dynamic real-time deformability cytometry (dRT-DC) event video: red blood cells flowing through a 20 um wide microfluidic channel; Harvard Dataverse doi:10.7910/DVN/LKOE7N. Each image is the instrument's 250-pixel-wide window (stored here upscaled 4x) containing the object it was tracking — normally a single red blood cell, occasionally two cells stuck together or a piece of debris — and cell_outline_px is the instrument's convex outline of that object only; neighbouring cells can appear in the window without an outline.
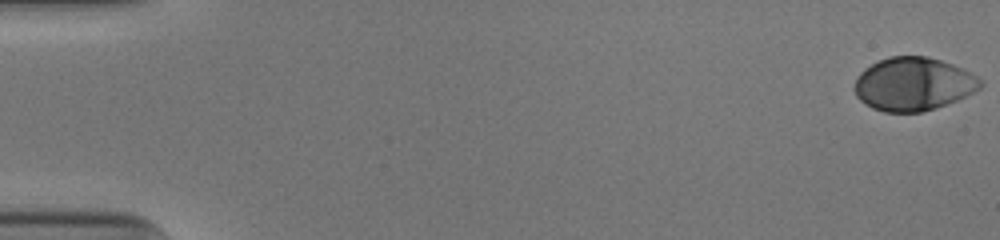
{"species": "human", "species_latin": "Homo sapiens", "temperature_condition": "cold", "stored_images_in_passage": 54, "segment_of_instrument_passage": [1, 2], "camera_frame_rate_fps": 3000, "um_per_image_px": 0.085, "donor": {"sex": "male"}, "frame": {"image": 1, "passage_image": 1, "time_ms": 0.0, "image_size_px": [1000, 240], "cell_outline_px": [[984, 84], [980, 88], [956, 100], [936, 108], [920, 112], [884, 112], [872, 108], [864, 104], [856, 96], [856, 80], [860, 72], [864, 68], [880, 60], [892, 56], [924, 56], [940, 60], [952, 64], [984, 80]], "centroid_in_image_um": [77.63, 7.15], "position_along_channel_um": 7.4, "area_um2": 38.78}}
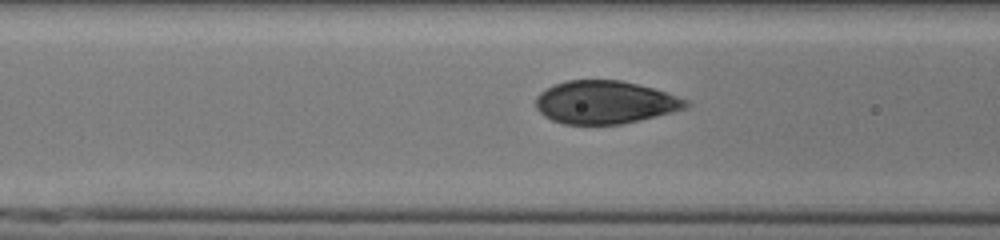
{"frame": {"image": 2, "passage_image": 22, "time_ms": 7.0, "image_size_px": [1000, 240], "cell_outline_px": [[688, 104], [684, 108], [672, 112], [620, 124], [564, 124], [552, 120], [544, 116], [536, 108], [536, 96], [540, 92], [552, 84], [568, 80], [620, 80], [652, 88], [688, 100]], "centroid_in_image_um": [51.35, 8.69], "position_along_channel_um": 115.2, "area_um2": 37.22}}
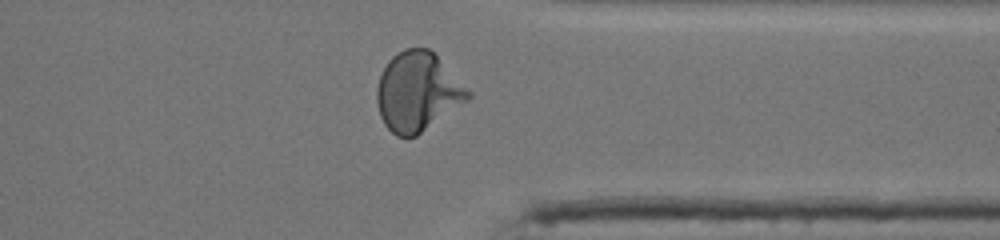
{"frame": {"image": 3, "passage_image": 42, "time_ms": 13.667, "image_size_px": [1000, 240], "cell_outline_px": [[472, 96], [468, 100], [416, 136], [408, 140], [396, 136], [384, 124], [380, 116], [376, 100], [376, 88], [380, 76], [388, 60], [392, 56], [404, 48], [428, 48], [472, 92]], "centroid_in_image_um": [35.47, 7.83], "position_along_channel_um": 375.9, "area_um2": 41.91}}